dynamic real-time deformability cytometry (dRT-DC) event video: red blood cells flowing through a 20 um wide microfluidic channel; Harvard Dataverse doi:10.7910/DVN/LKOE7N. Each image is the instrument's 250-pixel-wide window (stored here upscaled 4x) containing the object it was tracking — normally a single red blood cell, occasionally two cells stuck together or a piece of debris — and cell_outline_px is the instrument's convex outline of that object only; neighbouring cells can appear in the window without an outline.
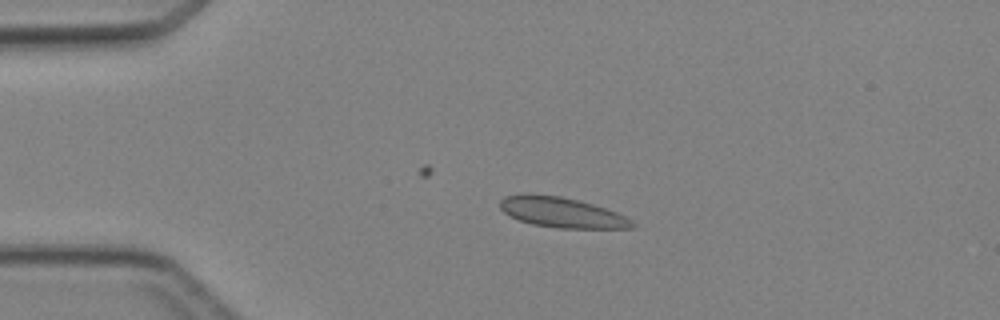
{"species": "Egyptian fruit bat (a non-hibernating species)", "species_latin": "Rousettus aegyptiacus", "temperature_condition": "cold", "stored_images_in_passage": 4, "camera_frame_rate_fps": 3000, "um_per_image_px": 0.085, "animal": {"sex": "female"}, "frame": {"image": 1, "passage_image": 4, "time_ms": 3.333, "image_size_px": [1000, 320], "cell_outline_px": [[636, 228], [560, 228], [532, 224], [520, 220], [504, 212], [500, 208], [500, 200], [504, 196], [528, 192], [532, 192], [560, 196], [592, 204], [616, 212], [632, 220], [636, 224]], "centroid_in_image_um": [47.73, 18.04], "position_along_channel_um": 37.3, "area_um2": 23.35}}